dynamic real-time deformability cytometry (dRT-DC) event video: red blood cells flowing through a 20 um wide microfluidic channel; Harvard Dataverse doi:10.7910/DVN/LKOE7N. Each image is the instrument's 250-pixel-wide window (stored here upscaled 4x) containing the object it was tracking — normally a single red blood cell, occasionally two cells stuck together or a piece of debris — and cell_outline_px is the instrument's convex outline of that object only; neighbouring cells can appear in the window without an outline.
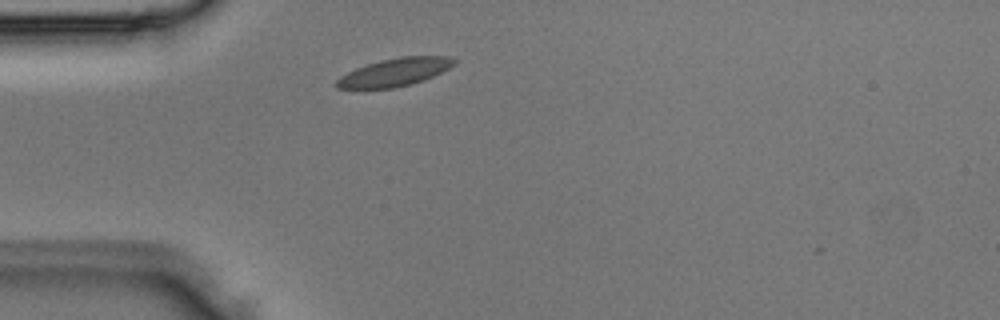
{"species": "Egyptian fruit bat (a non-hibernating species)", "species_latin": "Rousettus aegyptiacus", "temperature_condition": "room temperature", "stored_images_in_passage": 1, "camera_frame_rate_fps": 3000, "um_per_image_px": 0.085, "animal": {"sex": "male"}, "frame": {"image": 1, "passage_image": 1, "time_ms": 0.0, "image_size_px": [1000, 320], "cell_outline_px": [[456, 64], [424, 80], [412, 84], [392, 88], [336, 88], [336, 80], [340, 76], [356, 68], [380, 60], [400, 56], [448, 56], [456, 60]], "centroid_in_image_um": [33.56, 6.13], "position_along_channel_um": 51.4, "area_um2": 18.96}}